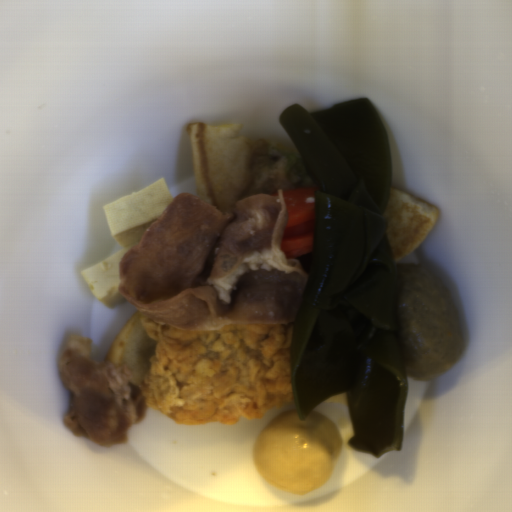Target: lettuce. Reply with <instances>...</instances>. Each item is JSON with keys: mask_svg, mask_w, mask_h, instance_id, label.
<instances>
[{"mask_svg": "<svg viewBox=\"0 0 512 512\" xmlns=\"http://www.w3.org/2000/svg\"><path fill=\"white\" fill-rule=\"evenodd\" d=\"M285 160V178L291 188L314 187L311 171L300 154L282 152Z\"/></svg>", "mask_w": 512, "mask_h": 512, "instance_id": "obj_1", "label": "lettuce"}]
</instances>
